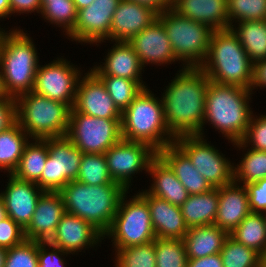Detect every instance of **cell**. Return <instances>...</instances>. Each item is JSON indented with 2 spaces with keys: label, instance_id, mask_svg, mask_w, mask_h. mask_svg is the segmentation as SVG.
Returning a JSON list of instances; mask_svg holds the SVG:
<instances>
[{
  "label": "cell",
  "instance_id": "6da1fadb",
  "mask_svg": "<svg viewBox=\"0 0 266 267\" xmlns=\"http://www.w3.org/2000/svg\"><path fill=\"white\" fill-rule=\"evenodd\" d=\"M163 93L164 118L170 133L203 136V120L209 79L200 67H185Z\"/></svg>",
  "mask_w": 266,
  "mask_h": 267
},
{
  "label": "cell",
  "instance_id": "7a4b0ae2",
  "mask_svg": "<svg viewBox=\"0 0 266 267\" xmlns=\"http://www.w3.org/2000/svg\"><path fill=\"white\" fill-rule=\"evenodd\" d=\"M60 193L67 213L88 221L104 235L112 224L122 196L128 191L117 182L94 186L73 180Z\"/></svg>",
  "mask_w": 266,
  "mask_h": 267
},
{
  "label": "cell",
  "instance_id": "3957f363",
  "mask_svg": "<svg viewBox=\"0 0 266 267\" xmlns=\"http://www.w3.org/2000/svg\"><path fill=\"white\" fill-rule=\"evenodd\" d=\"M250 94L249 89L209 80L203 126L208 120L233 143L241 141L253 116L248 104Z\"/></svg>",
  "mask_w": 266,
  "mask_h": 267
},
{
  "label": "cell",
  "instance_id": "277c9868",
  "mask_svg": "<svg viewBox=\"0 0 266 267\" xmlns=\"http://www.w3.org/2000/svg\"><path fill=\"white\" fill-rule=\"evenodd\" d=\"M200 68L210 81L219 84L249 89L252 83L253 63L231 29L213 31Z\"/></svg>",
  "mask_w": 266,
  "mask_h": 267
},
{
  "label": "cell",
  "instance_id": "5b68a950",
  "mask_svg": "<svg viewBox=\"0 0 266 267\" xmlns=\"http://www.w3.org/2000/svg\"><path fill=\"white\" fill-rule=\"evenodd\" d=\"M121 135L127 141L146 143L157 152L176 139L167 128L162 100L147 88L122 112Z\"/></svg>",
  "mask_w": 266,
  "mask_h": 267
},
{
  "label": "cell",
  "instance_id": "8992f818",
  "mask_svg": "<svg viewBox=\"0 0 266 267\" xmlns=\"http://www.w3.org/2000/svg\"><path fill=\"white\" fill-rule=\"evenodd\" d=\"M35 45L23 30L2 33L0 39V70L10 97L31 92L38 70Z\"/></svg>",
  "mask_w": 266,
  "mask_h": 267
},
{
  "label": "cell",
  "instance_id": "52a82bcc",
  "mask_svg": "<svg viewBox=\"0 0 266 267\" xmlns=\"http://www.w3.org/2000/svg\"><path fill=\"white\" fill-rule=\"evenodd\" d=\"M16 122L29 134L28 138L45 139L66 136L71 108L35 92L15 98Z\"/></svg>",
  "mask_w": 266,
  "mask_h": 267
},
{
  "label": "cell",
  "instance_id": "ba28073f",
  "mask_svg": "<svg viewBox=\"0 0 266 267\" xmlns=\"http://www.w3.org/2000/svg\"><path fill=\"white\" fill-rule=\"evenodd\" d=\"M157 18L164 26L177 61H184L185 67H200L207 56L214 30L179 15L171 7L159 13Z\"/></svg>",
  "mask_w": 266,
  "mask_h": 267
},
{
  "label": "cell",
  "instance_id": "9c48e42d",
  "mask_svg": "<svg viewBox=\"0 0 266 267\" xmlns=\"http://www.w3.org/2000/svg\"><path fill=\"white\" fill-rule=\"evenodd\" d=\"M122 196L109 230L103 235L112 237L117 250L146 244L156 239L147 201L137 194L125 201Z\"/></svg>",
  "mask_w": 266,
  "mask_h": 267
},
{
  "label": "cell",
  "instance_id": "30bf717a",
  "mask_svg": "<svg viewBox=\"0 0 266 267\" xmlns=\"http://www.w3.org/2000/svg\"><path fill=\"white\" fill-rule=\"evenodd\" d=\"M66 137L82 153L104 154L122 139L121 119L92 117L72 108Z\"/></svg>",
  "mask_w": 266,
  "mask_h": 267
},
{
  "label": "cell",
  "instance_id": "8fae6325",
  "mask_svg": "<svg viewBox=\"0 0 266 267\" xmlns=\"http://www.w3.org/2000/svg\"><path fill=\"white\" fill-rule=\"evenodd\" d=\"M48 157L36 184L48 192H60L76 180L83 153L66 137L45 138Z\"/></svg>",
  "mask_w": 266,
  "mask_h": 267
},
{
  "label": "cell",
  "instance_id": "7c38bea8",
  "mask_svg": "<svg viewBox=\"0 0 266 267\" xmlns=\"http://www.w3.org/2000/svg\"><path fill=\"white\" fill-rule=\"evenodd\" d=\"M174 143L213 188L230 184L234 180V166L217 149L205 142L203 136L184 135L177 137Z\"/></svg>",
  "mask_w": 266,
  "mask_h": 267
},
{
  "label": "cell",
  "instance_id": "4fadbf2b",
  "mask_svg": "<svg viewBox=\"0 0 266 267\" xmlns=\"http://www.w3.org/2000/svg\"><path fill=\"white\" fill-rule=\"evenodd\" d=\"M69 63L60 58L45 66H38L32 91L67 104L72 109L81 72Z\"/></svg>",
  "mask_w": 266,
  "mask_h": 267
},
{
  "label": "cell",
  "instance_id": "5bb4252c",
  "mask_svg": "<svg viewBox=\"0 0 266 267\" xmlns=\"http://www.w3.org/2000/svg\"><path fill=\"white\" fill-rule=\"evenodd\" d=\"M104 155L113 181L128 190L132 175L144 169L148 172L149 165L158 152L146 143L121 139Z\"/></svg>",
  "mask_w": 266,
  "mask_h": 267
},
{
  "label": "cell",
  "instance_id": "9a60e30c",
  "mask_svg": "<svg viewBox=\"0 0 266 267\" xmlns=\"http://www.w3.org/2000/svg\"><path fill=\"white\" fill-rule=\"evenodd\" d=\"M120 1L94 0L89 7L78 10L75 26L68 36L79 43L109 40L112 16Z\"/></svg>",
  "mask_w": 266,
  "mask_h": 267
},
{
  "label": "cell",
  "instance_id": "2e32d148",
  "mask_svg": "<svg viewBox=\"0 0 266 267\" xmlns=\"http://www.w3.org/2000/svg\"><path fill=\"white\" fill-rule=\"evenodd\" d=\"M73 108L92 117L122 118V112L108 94L105 84L92 70L79 80Z\"/></svg>",
  "mask_w": 266,
  "mask_h": 267
},
{
  "label": "cell",
  "instance_id": "e0dca14e",
  "mask_svg": "<svg viewBox=\"0 0 266 267\" xmlns=\"http://www.w3.org/2000/svg\"><path fill=\"white\" fill-rule=\"evenodd\" d=\"M9 176V183L5 192L0 193V197L4 202L7 216L25 230L44 191L34 182L19 180L12 174Z\"/></svg>",
  "mask_w": 266,
  "mask_h": 267
},
{
  "label": "cell",
  "instance_id": "ac0fdd59",
  "mask_svg": "<svg viewBox=\"0 0 266 267\" xmlns=\"http://www.w3.org/2000/svg\"><path fill=\"white\" fill-rule=\"evenodd\" d=\"M65 213L61 193L44 191L39 197L30 224L24 230L25 239L48 242Z\"/></svg>",
  "mask_w": 266,
  "mask_h": 267
},
{
  "label": "cell",
  "instance_id": "d6986e66",
  "mask_svg": "<svg viewBox=\"0 0 266 267\" xmlns=\"http://www.w3.org/2000/svg\"><path fill=\"white\" fill-rule=\"evenodd\" d=\"M157 15L158 13L149 6L121 0L112 16L110 40L128 42L155 21Z\"/></svg>",
  "mask_w": 266,
  "mask_h": 267
},
{
  "label": "cell",
  "instance_id": "ffe728a7",
  "mask_svg": "<svg viewBox=\"0 0 266 267\" xmlns=\"http://www.w3.org/2000/svg\"><path fill=\"white\" fill-rule=\"evenodd\" d=\"M128 43L134 48L143 67L146 63L166 64L177 60L164 26L158 18Z\"/></svg>",
  "mask_w": 266,
  "mask_h": 267
},
{
  "label": "cell",
  "instance_id": "44dd1931",
  "mask_svg": "<svg viewBox=\"0 0 266 267\" xmlns=\"http://www.w3.org/2000/svg\"><path fill=\"white\" fill-rule=\"evenodd\" d=\"M99 239H104L103 235L88 221L66 212L48 243L70 254L78 252L88 245L90 247L96 245L100 242Z\"/></svg>",
  "mask_w": 266,
  "mask_h": 267
},
{
  "label": "cell",
  "instance_id": "7402d4cb",
  "mask_svg": "<svg viewBox=\"0 0 266 267\" xmlns=\"http://www.w3.org/2000/svg\"><path fill=\"white\" fill-rule=\"evenodd\" d=\"M146 201L156 238L183 239L189 228L179 206L146 191L139 193Z\"/></svg>",
  "mask_w": 266,
  "mask_h": 267
},
{
  "label": "cell",
  "instance_id": "603a6c76",
  "mask_svg": "<svg viewBox=\"0 0 266 267\" xmlns=\"http://www.w3.org/2000/svg\"><path fill=\"white\" fill-rule=\"evenodd\" d=\"M234 180L218 187L219 204L214 225L232 232L251 213L246 187H239Z\"/></svg>",
  "mask_w": 266,
  "mask_h": 267
},
{
  "label": "cell",
  "instance_id": "cb8c5ba5",
  "mask_svg": "<svg viewBox=\"0 0 266 267\" xmlns=\"http://www.w3.org/2000/svg\"><path fill=\"white\" fill-rule=\"evenodd\" d=\"M171 8L214 31L229 29L227 0H172Z\"/></svg>",
  "mask_w": 266,
  "mask_h": 267
},
{
  "label": "cell",
  "instance_id": "d4e9b609",
  "mask_svg": "<svg viewBox=\"0 0 266 267\" xmlns=\"http://www.w3.org/2000/svg\"><path fill=\"white\" fill-rule=\"evenodd\" d=\"M103 65L96 66L91 70L97 76L122 77L138 81L142 86H145L140 79L143 66L134 48L128 42H116L113 49L108 52Z\"/></svg>",
  "mask_w": 266,
  "mask_h": 267
},
{
  "label": "cell",
  "instance_id": "484cf974",
  "mask_svg": "<svg viewBox=\"0 0 266 267\" xmlns=\"http://www.w3.org/2000/svg\"><path fill=\"white\" fill-rule=\"evenodd\" d=\"M158 155L173 170L189 195L202 194L213 189L193 166L188 156L175 143L167 145L158 152Z\"/></svg>",
  "mask_w": 266,
  "mask_h": 267
},
{
  "label": "cell",
  "instance_id": "4316f807",
  "mask_svg": "<svg viewBox=\"0 0 266 267\" xmlns=\"http://www.w3.org/2000/svg\"><path fill=\"white\" fill-rule=\"evenodd\" d=\"M148 172L154 178L149 194L179 207L188 199V191L159 155L151 161Z\"/></svg>",
  "mask_w": 266,
  "mask_h": 267
},
{
  "label": "cell",
  "instance_id": "83f0119b",
  "mask_svg": "<svg viewBox=\"0 0 266 267\" xmlns=\"http://www.w3.org/2000/svg\"><path fill=\"white\" fill-rule=\"evenodd\" d=\"M228 236L227 231L214 224L189 228L183 238L187 259H197L220 253Z\"/></svg>",
  "mask_w": 266,
  "mask_h": 267
},
{
  "label": "cell",
  "instance_id": "f1b7e54d",
  "mask_svg": "<svg viewBox=\"0 0 266 267\" xmlns=\"http://www.w3.org/2000/svg\"><path fill=\"white\" fill-rule=\"evenodd\" d=\"M219 204L218 188L196 195H189L180 206L188 228L212 225L215 222Z\"/></svg>",
  "mask_w": 266,
  "mask_h": 267
},
{
  "label": "cell",
  "instance_id": "f546056e",
  "mask_svg": "<svg viewBox=\"0 0 266 267\" xmlns=\"http://www.w3.org/2000/svg\"><path fill=\"white\" fill-rule=\"evenodd\" d=\"M27 143L17 168L12 175L22 181L36 183L44 170L48 157V146L44 139H35Z\"/></svg>",
  "mask_w": 266,
  "mask_h": 267
},
{
  "label": "cell",
  "instance_id": "4dcf8cb0",
  "mask_svg": "<svg viewBox=\"0 0 266 267\" xmlns=\"http://www.w3.org/2000/svg\"><path fill=\"white\" fill-rule=\"evenodd\" d=\"M239 27H230L238 37L245 52L254 64L266 59V20L239 22Z\"/></svg>",
  "mask_w": 266,
  "mask_h": 267
},
{
  "label": "cell",
  "instance_id": "1f68e13d",
  "mask_svg": "<svg viewBox=\"0 0 266 267\" xmlns=\"http://www.w3.org/2000/svg\"><path fill=\"white\" fill-rule=\"evenodd\" d=\"M27 136L17 122L0 132V169L13 173L28 143Z\"/></svg>",
  "mask_w": 266,
  "mask_h": 267
},
{
  "label": "cell",
  "instance_id": "d6a6232c",
  "mask_svg": "<svg viewBox=\"0 0 266 267\" xmlns=\"http://www.w3.org/2000/svg\"><path fill=\"white\" fill-rule=\"evenodd\" d=\"M229 235L261 256L266 254V225L261 213L248 214Z\"/></svg>",
  "mask_w": 266,
  "mask_h": 267
},
{
  "label": "cell",
  "instance_id": "836d02e7",
  "mask_svg": "<svg viewBox=\"0 0 266 267\" xmlns=\"http://www.w3.org/2000/svg\"><path fill=\"white\" fill-rule=\"evenodd\" d=\"M76 180L94 186L114 182L109 173L105 155L83 153Z\"/></svg>",
  "mask_w": 266,
  "mask_h": 267
},
{
  "label": "cell",
  "instance_id": "e575fe53",
  "mask_svg": "<svg viewBox=\"0 0 266 267\" xmlns=\"http://www.w3.org/2000/svg\"><path fill=\"white\" fill-rule=\"evenodd\" d=\"M105 84L108 94L123 112L146 86L134 80L115 76H98Z\"/></svg>",
  "mask_w": 266,
  "mask_h": 267
},
{
  "label": "cell",
  "instance_id": "d590c367",
  "mask_svg": "<svg viewBox=\"0 0 266 267\" xmlns=\"http://www.w3.org/2000/svg\"><path fill=\"white\" fill-rule=\"evenodd\" d=\"M224 267H258L262 256L237 242L230 235L227 237L220 251Z\"/></svg>",
  "mask_w": 266,
  "mask_h": 267
},
{
  "label": "cell",
  "instance_id": "8d00e7d4",
  "mask_svg": "<svg viewBox=\"0 0 266 267\" xmlns=\"http://www.w3.org/2000/svg\"><path fill=\"white\" fill-rule=\"evenodd\" d=\"M156 267H187V253L183 239L156 238Z\"/></svg>",
  "mask_w": 266,
  "mask_h": 267
},
{
  "label": "cell",
  "instance_id": "74e56055",
  "mask_svg": "<svg viewBox=\"0 0 266 267\" xmlns=\"http://www.w3.org/2000/svg\"><path fill=\"white\" fill-rule=\"evenodd\" d=\"M266 178V151H247L237 167H234V181L243 185Z\"/></svg>",
  "mask_w": 266,
  "mask_h": 267
},
{
  "label": "cell",
  "instance_id": "f35d334b",
  "mask_svg": "<svg viewBox=\"0 0 266 267\" xmlns=\"http://www.w3.org/2000/svg\"><path fill=\"white\" fill-rule=\"evenodd\" d=\"M116 267H156L155 243L116 250Z\"/></svg>",
  "mask_w": 266,
  "mask_h": 267
},
{
  "label": "cell",
  "instance_id": "ab89813d",
  "mask_svg": "<svg viewBox=\"0 0 266 267\" xmlns=\"http://www.w3.org/2000/svg\"><path fill=\"white\" fill-rule=\"evenodd\" d=\"M77 13L73 0L42 2L41 14L43 17L51 23L63 26L67 35L75 26Z\"/></svg>",
  "mask_w": 266,
  "mask_h": 267
},
{
  "label": "cell",
  "instance_id": "60d3db41",
  "mask_svg": "<svg viewBox=\"0 0 266 267\" xmlns=\"http://www.w3.org/2000/svg\"><path fill=\"white\" fill-rule=\"evenodd\" d=\"M229 29L237 22L265 20L266 0H227Z\"/></svg>",
  "mask_w": 266,
  "mask_h": 267
},
{
  "label": "cell",
  "instance_id": "b9f144b4",
  "mask_svg": "<svg viewBox=\"0 0 266 267\" xmlns=\"http://www.w3.org/2000/svg\"><path fill=\"white\" fill-rule=\"evenodd\" d=\"M38 241L25 239L21 244L7 249L4 267H37Z\"/></svg>",
  "mask_w": 266,
  "mask_h": 267
},
{
  "label": "cell",
  "instance_id": "7bdbcfd3",
  "mask_svg": "<svg viewBox=\"0 0 266 267\" xmlns=\"http://www.w3.org/2000/svg\"><path fill=\"white\" fill-rule=\"evenodd\" d=\"M251 144V149L266 151V115H260L259 118L251 116L248 129L241 141L234 142L238 148L247 147ZM247 145V146H246Z\"/></svg>",
  "mask_w": 266,
  "mask_h": 267
},
{
  "label": "cell",
  "instance_id": "ee69618b",
  "mask_svg": "<svg viewBox=\"0 0 266 267\" xmlns=\"http://www.w3.org/2000/svg\"><path fill=\"white\" fill-rule=\"evenodd\" d=\"M25 240L24 229L9 216L0 221V247L10 249Z\"/></svg>",
  "mask_w": 266,
  "mask_h": 267
},
{
  "label": "cell",
  "instance_id": "f6af8a7d",
  "mask_svg": "<svg viewBox=\"0 0 266 267\" xmlns=\"http://www.w3.org/2000/svg\"><path fill=\"white\" fill-rule=\"evenodd\" d=\"M244 186L248 192L251 213H262L266 210V178Z\"/></svg>",
  "mask_w": 266,
  "mask_h": 267
},
{
  "label": "cell",
  "instance_id": "bcb514c9",
  "mask_svg": "<svg viewBox=\"0 0 266 267\" xmlns=\"http://www.w3.org/2000/svg\"><path fill=\"white\" fill-rule=\"evenodd\" d=\"M46 246L53 248L48 252ZM47 250V251H46ZM61 253V254H60ZM69 254L59 247L49 244L48 242L38 241V266L37 267H65L64 260L60 255ZM60 254V255H59Z\"/></svg>",
  "mask_w": 266,
  "mask_h": 267
},
{
  "label": "cell",
  "instance_id": "7dc6e473",
  "mask_svg": "<svg viewBox=\"0 0 266 267\" xmlns=\"http://www.w3.org/2000/svg\"><path fill=\"white\" fill-rule=\"evenodd\" d=\"M16 122L15 99H0V132L7 130Z\"/></svg>",
  "mask_w": 266,
  "mask_h": 267
},
{
  "label": "cell",
  "instance_id": "c3c4849f",
  "mask_svg": "<svg viewBox=\"0 0 266 267\" xmlns=\"http://www.w3.org/2000/svg\"><path fill=\"white\" fill-rule=\"evenodd\" d=\"M42 10L41 0H10V14L13 13H29Z\"/></svg>",
  "mask_w": 266,
  "mask_h": 267
},
{
  "label": "cell",
  "instance_id": "681fc988",
  "mask_svg": "<svg viewBox=\"0 0 266 267\" xmlns=\"http://www.w3.org/2000/svg\"><path fill=\"white\" fill-rule=\"evenodd\" d=\"M266 87V59L253 64L252 83L249 90L252 92L254 87Z\"/></svg>",
  "mask_w": 266,
  "mask_h": 267
},
{
  "label": "cell",
  "instance_id": "f907efd6",
  "mask_svg": "<svg viewBox=\"0 0 266 267\" xmlns=\"http://www.w3.org/2000/svg\"><path fill=\"white\" fill-rule=\"evenodd\" d=\"M187 267H224L221 254L216 253L197 259H187Z\"/></svg>",
  "mask_w": 266,
  "mask_h": 267
},
{
  "label": "cell",
  "instance_id": "816d5d0a",
  "mask_svg": "<svg viewBox=\"0 0 266 267\" xmlns=\"http://www.w3.org/2000/svg\"><path fill=\"white\" fill-rule=\"evenodd\" d=\"M154 9L158 14L172 6V0H130Z\"/></svg>",
  "mask_w": 266,
  "mask_h": 267
},
{
  "label": "cell",
  "instance_id": "f5cc1de1",
  "mask_svg": "<svg viewBox=\"0 0 266 267\" xmlns=\"http://www.w3.org/2000/svg\"><path fill=\"white\" fill-rule=\"evenodd\" d=\"M10 14V0H0V18L7 17Z\"/></svg>",
  "mask_w": 266,
  "mask_h": 267
},
{
  "label": "cell",
  "instance_id": "db71d44e",
  "mask_svg": "<svg viewBox=\"0 0 266 267\" xmlns=\"http://www.w3.org/2000/svg\"><path fill=\"white\" fill-rule=\"evenodd\" d=\"M93 2L94 0H73V3L76 6L77 11L89 7Z\"/></svg>",
  "mask_w": 266,
  "mask_h": 267
},
{
  "label": "cell",
  "instance_id": "11a10c76",
  "mask_svg": "<svg viewBox=\"0 0 266 267\" xmlns=\"http://www.w3.org/2000/svg\"><path fill=\"white\" fill-rule=\"evenodd\" d=\"M0 99H15L13 97H10L6 92L1 71H0Z\"/></svg>",
  "mask_w": 266,
  "mask_h": 267
},
{
  "label": "cell",
  "instance_id": "9f6ffc18",
  "mask_svg": "<svg viewBox=\"0 0 266 267\" xmlns=\"http://www.w3.org/2000/svg\"><path fill=\"white\" fill-rule=\"evenodd\" d=\"M7 249L0 247V267L5 266Z\"/></svg>",
  "mask_w": 266,
  "mask_h": 267
},
{
  "label": "cell",
  "instance_id": "6f0895ef",
  "mask_svg": "<svg viewBox=\"0 0 266 267\" xmlns=\"http://www.w3.org/2000/svg\"><path fill=\"white\" fill-rule=\"evenodd\" d=\"M7 217L6 208L2 198L0 197V221Z\"/></svg>",
  "mask_w": 266,
  "mask_h": 267
},
{
  "label": "cell",
  "instance_id": "680465c9",
  "mask_svg": "<svg viewBox=\"0 0 266 267\" xmlns=\"http://www.w3.org/2000/svg\"><path fill=\"white\" fill-rule=\"evenodd\" d=\"M261 264L266 267V254L261 258Z\"/></svg>",
  "mask_w": 266,
  "mask_h": 267
},
{
  "label": "cell",
  "instance_id": "91938a15",
  "mask_svg": "<svg viewBox=\"0 0 266 267\" xmlns=\"http://www.w3.org/2000/svg\"><path fill=\"white\" fill-rule=\"evenodd\" d=\"M261 214L263 215V218H264V221H265V225H266V210H264Z\"/></svg>",
  "mask_w": 266,
  "mask_h": 267
},
{
  "label": "cell",
  "instance_id": "94428289",
  "mask_svg": "<svg viewBox=\"0 0 266 267\" xmlns=\"http://www.w3.org/2000/svg\"><path fill=\"white\" fill-rule=\"evenodd\" d=\"M42 2H52V1H57V0H41Z\"/></svg>",
  "mask_w": 266,
  "mask_h": 267
},
{
  "label": "cell",
  "instance_id": "6125c7cd",
  "mask_svg": "<svg viewBox=\"0 0 266 267\" xmlns=\"http://www.w3.org/2000/svg\"><path fill=\"white\" fill-rule=\"evenodd\" d=\"M2 33H3V31H2V29H1V30H0V39H1Z\"/></svg>",
  "mask_w": 266,
  "mask_h": 267
}]
</instances>
